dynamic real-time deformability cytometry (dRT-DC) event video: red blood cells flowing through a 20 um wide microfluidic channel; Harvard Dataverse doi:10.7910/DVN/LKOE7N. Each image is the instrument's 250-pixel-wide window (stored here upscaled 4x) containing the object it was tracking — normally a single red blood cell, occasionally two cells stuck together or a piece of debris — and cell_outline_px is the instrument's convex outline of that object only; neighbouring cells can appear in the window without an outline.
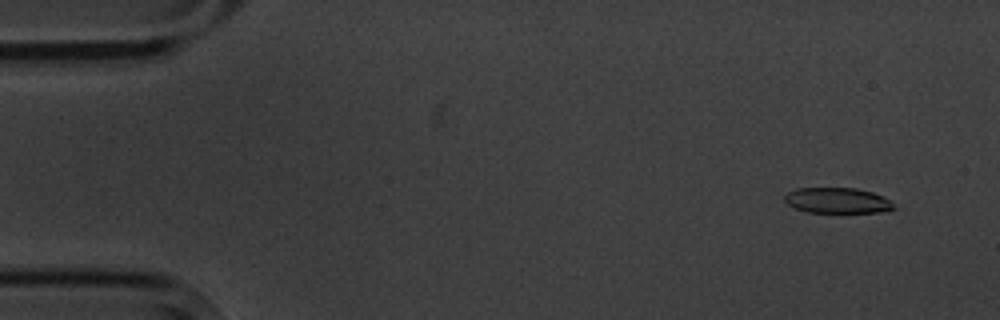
{"species": "common noctule bat (a hibernating species)", "species_latin": "Nyctalus noctula", "temperature_condition": "cold", "stored_images_in_passage": 6, "camera_frame_rate_fps": 3000, "um_per_image_px": 0.085, "animal": {"sex": "male", "body_mass_g": 20.1, "forearm_length_mm": 53.5}, "frame": {"image": 1, "passage_image": 2, "time_ms": 1.0, "image_size_px": [1000, 320], "cell_outline_px": [[896, 208], [880, 212], [808, 212], [796, 208], [788, 204], [784, 200], [784, 196], [788, 192], [796, 188], [856, 188], [872, 192], [884, 196]], "centroid_in_image_um": [71.16, 17.03], "position_along_channel_um": 13.8, "area_um2": 16.13}}
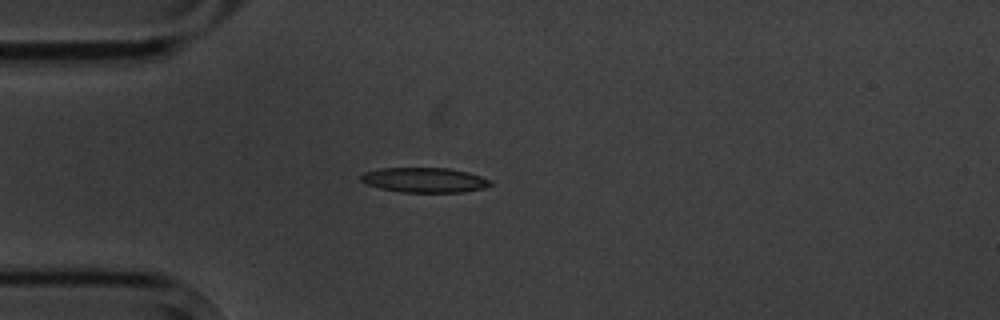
{"frame": {"image": 2, "passage_image": 5, "time_ms": 4.667, "image_size_px": [1000, 320], "cell_outline_px": [[492, 184], [484, 188], [464, 192], [400, 192], [380, 188], [368, 184], [360, 180], [360, 176], [364, 172], [380, 168], [448, 168], [468, 172], [492, 180]], "centroid_in_image_um": [36.1, 15.3], "position_along_channel_um": 48.9, "area_um2": 18.79}}